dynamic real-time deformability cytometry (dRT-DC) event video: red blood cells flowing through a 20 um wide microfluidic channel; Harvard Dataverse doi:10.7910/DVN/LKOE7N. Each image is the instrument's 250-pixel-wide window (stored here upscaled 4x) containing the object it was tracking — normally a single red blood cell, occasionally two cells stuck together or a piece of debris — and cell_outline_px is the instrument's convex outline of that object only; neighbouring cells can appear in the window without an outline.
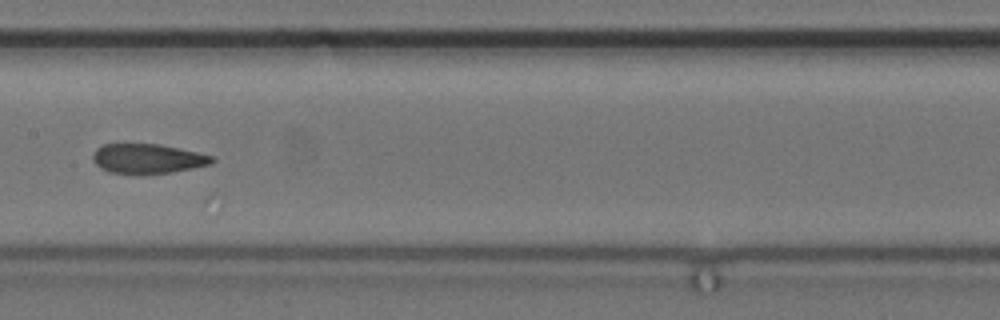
{"species": "common noctule bat (a hibernating species)", "species_latin": "Nyctalus noctula", "temperature_condition": "cold", "stored_images_in_passage": 8, "camera_frame_rate_fps": 3000, "um_per_image_px": 0.085, "animal": {"sex": "female", "body_mass_g": 24.6, "forearm_length_mm": 56.2}, "frame": {"image": 1, "passage_image": 8, "time_ms": 2.333, "image_size_px": [1000, 320], "cell_outline_px": [[216, 160], [212, 164], [172, 172], [108, 172], [100, 168], [92, 160], [92, 156], [96, 148], [104, 144], [160, 144], [196, 152], [212, 156]], "centroid_in_image_um": [12.54, 13.46], "position_along_channel_um": 194.9, "area_um2": 20.11}}